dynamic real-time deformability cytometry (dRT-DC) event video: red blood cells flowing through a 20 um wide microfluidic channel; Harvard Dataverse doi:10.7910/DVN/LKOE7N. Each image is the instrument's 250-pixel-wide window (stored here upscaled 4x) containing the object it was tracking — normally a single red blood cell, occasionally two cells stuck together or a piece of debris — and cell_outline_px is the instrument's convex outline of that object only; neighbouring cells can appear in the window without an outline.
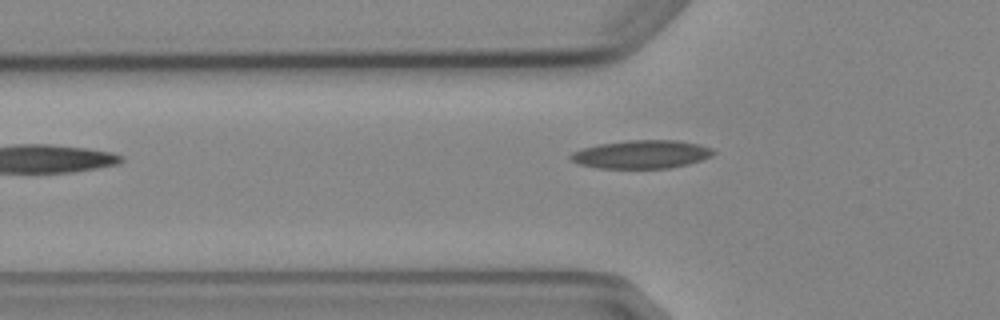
{"species": "Egyptian fruit bat (a non-hibernating species)", "species_latin": "Rousettus aegyptiacus", "temperature_condition": "cold", "stored_images_in_passage": 7, "camera_frame_rate_fps": 3000, "um_per_image_px": 0.085, "animal": {"sex": "female"}, "frame": {"image": 1, "passage_image": 6, "time_ms": 5.667, "image_size_px": [1000, 320], "cell_outline_px": [[716, 152], [712, 156], [688, 164], [668, 168], [600, 168], [580, 164], [572, 160], [568, 156], [572, 152], [580, 148], [600, 144], [628, 140], [676, 140], [700, 144], [712, 148]], "centroid_in_image_um": [54.54, 13.11], "position_along_channel_um": 71.3, "area_um2": 23.52}}
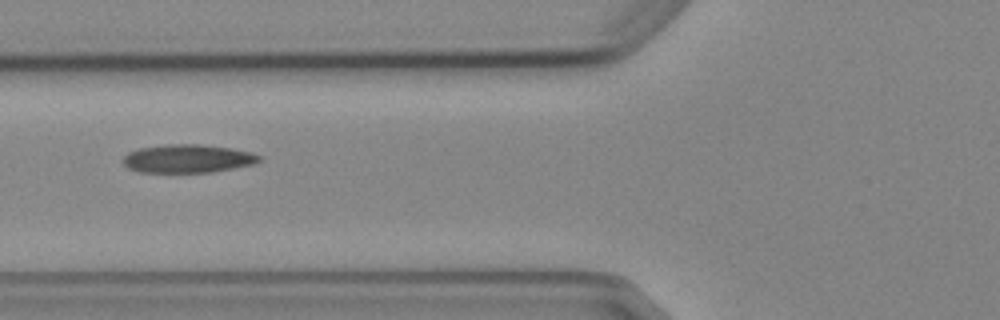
{"frame": {"image": 2, "passage_image": 7, "time_ms": 6.667, "image_size_px": [1000, 320], "cell_outline_px": [[260, 160], [256, 164], [212, 172], [140, 172], [128, 168], [120, 160], [128, 152], [140, 148], [168, 144], [200, 144], [232, 148], [252, 152], [260, 156]], "centroid_in_image_um": [15.96, 13.48], "position_along_channel_um": 109.8, "area_um2": 22.6}}